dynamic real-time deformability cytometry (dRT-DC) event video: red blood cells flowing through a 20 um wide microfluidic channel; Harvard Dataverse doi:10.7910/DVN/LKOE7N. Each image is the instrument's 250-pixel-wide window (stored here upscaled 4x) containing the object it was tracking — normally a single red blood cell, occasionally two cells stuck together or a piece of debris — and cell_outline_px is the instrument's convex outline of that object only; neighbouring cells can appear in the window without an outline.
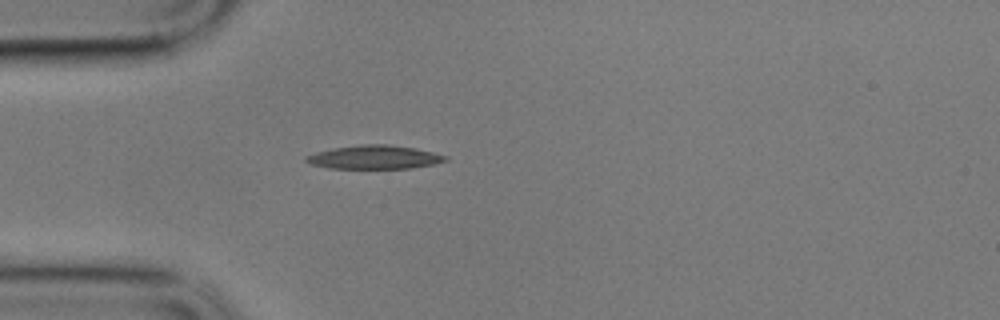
{"species": "common noctule bat (a hibernating species)", "species_latin": "Nyctalus noctula", "temperature_condition": "cold", "stored_images_in_passage": 43, "camera_frame_rate_fps": 3000, "um_per_image_px": 0.085, "animal": {"sex": "male", "body_mass_g": 17.9}, "frame": {"image": 1, "passage_image": 1, "time_ms": 0.0, "image_size_px": [1000, 320], "cell_outline_px": [[448, 160], [432, 164], [412, 168], [328, 168], [312, 164], [304, 160], [304, 156], [316, 152], [332, 148], [360, 144], [388, 144], [416, 148], [448, 156]], "centroid_in_image_um": [31.81, 13.35], "position_along_channel_um": 53.2, "area_um2": 19.19}}
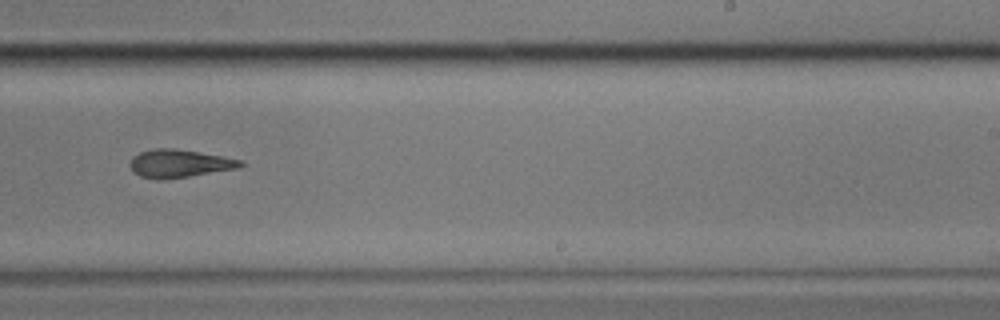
{"frame": {"image": 2, "passage_image": 21, "time_ms": 6.667, "image_size_px": [1000, 320], "cell_outline_px": [[244, 164], [236, 168], [188, 176], [160, 180], [140, 176], [132, 172], [128, 164], [132, 156], [140, 152], [156, 148], [176, 148], [244, 160]], "centroid_in_image_um": [15.18, 13.89], "position_along_channel_um": 273.8, "area_um2": 17.98}}
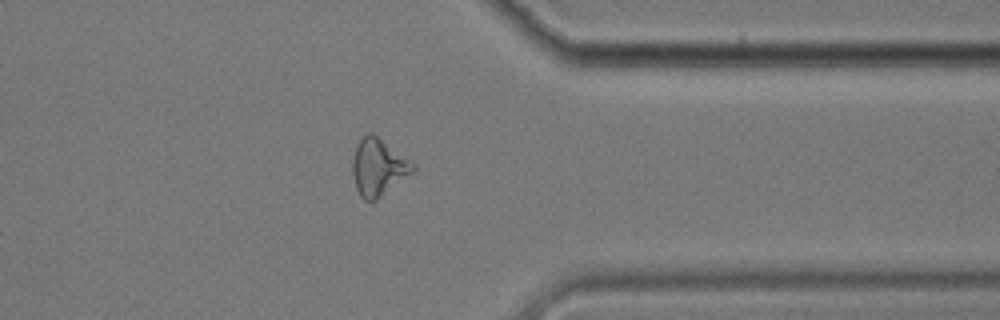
{"frame": {"image": 3, "passage_image": 31, "time_ms": 10.0, "image_size_px": [1000, 320], "cell_outline_px": [[416, 168], [412, 172], [376, 200], [364, 200], [360, 196], [356, 188], [352, 172], [352, 160], [356, 144], [368, 132], [372, 132], [416, 164]], "centroid_in_image_um": [32.14, 14.19], "position_along_channel_um": 379.3, "area_um2": 19.88}, "authors_computed_cell_mechanics": {"area_um2": 18.496, "velocity_mm_per_s": 3.4069, "shape_relaxation_time_tau1_ms": 5.5885, "shape_relaxation_time_tau2_ms": 5.3352, "deformation_change_tau1": 0.151, "deformation_change_tau2": 0.1562}}